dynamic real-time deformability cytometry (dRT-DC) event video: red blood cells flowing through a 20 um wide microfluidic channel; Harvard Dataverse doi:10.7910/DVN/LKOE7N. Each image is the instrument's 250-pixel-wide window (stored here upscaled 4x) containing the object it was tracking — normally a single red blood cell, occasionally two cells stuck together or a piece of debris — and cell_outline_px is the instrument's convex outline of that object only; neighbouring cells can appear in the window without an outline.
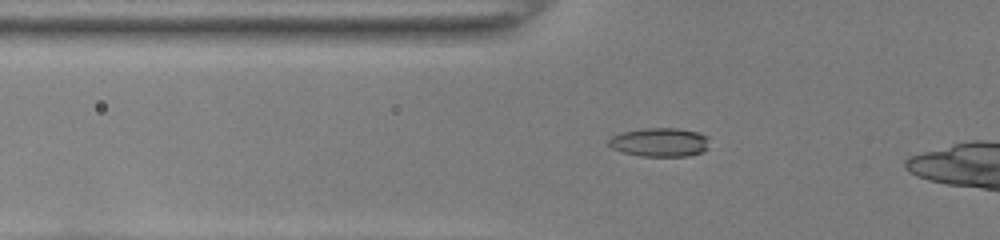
{"species": "common noctule bat (a hibernating species)", "species_latin": "Nyctalus noctula", "temperature_condition": "room temperature", "stored_images_in_passage": 32, "camera_frame_rate_fps": 3000, "um_per_image_px": 0.085, "animal": {"sex": "female", "body_mass_g": 22.0, "forearm_length_mm": 56.7}, "frame": {"image": 1, "passage_image": 4, "time_ms": 1.0, "image_size_px": [1000, 240], "cell_outline_px": [[708, 148], [700, 152], [688, 156], [640, 156], [624, 152], [612, 148], [608, 144], [608, 140], [612, 136], [624, 132], [648, 128], [676, 128], [696, 132], [708, 136]], "centroid_in_image_um": [56.09, 12.09], "position_along_channel_um": 69.7, "area_um2": 16.7}}
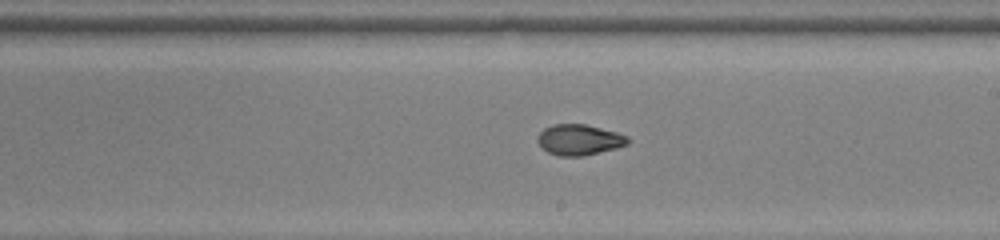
{"frame": {"image": 2, "passage_image": 17, "time_ms": 5.333, "image_size_px": [1000, 240], "cell_outline_px": [[632, 140], [628, 144], [616, 148], [584, 156], [560, 156], [548, 152], [536, 140], [540, 132], [544, 128], [552, 124], [584, 124], [616, 132], [628, 136]], "centroid_in_image_um": [49.26, 11.88], "position_along_channel_um": 239.7, "area_um2": 16.13}}
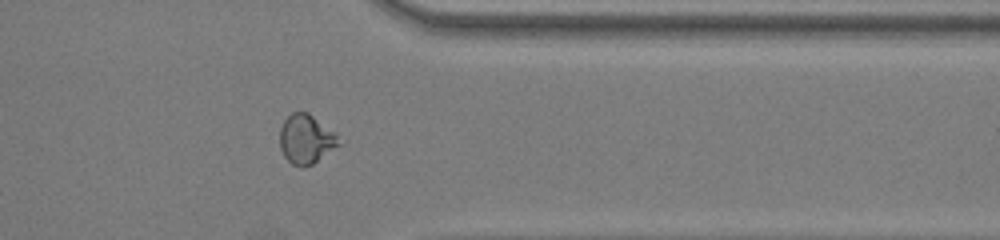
{"frame": {"image": 3, "passage_image": 28, "time_ms": 9.0, "image_size_px": [1000, 240], "cell_outline_px": [[344, 144], [312, 164], [300, 168], [292, 164], [284, 156], [280, 148], [280, 128], [284, 120], [292, 112], [308, 112], [336, 132]], "centroid_in_image_um": [26.07, 11.84], "position_along_channel_um": 385.3, "area_um2": 17.34}, "authors_computed_cell_mechanics": {"area_um2": 16.4152, "velocity_mm_per_s": 4.022, "shape_relaxation_time_tau1_ms": null, "shape_relaxation_time_tau2_ms": 1.2597, "deformation_change_tau1": null, "deformation_change_tau2": 0.0583}}